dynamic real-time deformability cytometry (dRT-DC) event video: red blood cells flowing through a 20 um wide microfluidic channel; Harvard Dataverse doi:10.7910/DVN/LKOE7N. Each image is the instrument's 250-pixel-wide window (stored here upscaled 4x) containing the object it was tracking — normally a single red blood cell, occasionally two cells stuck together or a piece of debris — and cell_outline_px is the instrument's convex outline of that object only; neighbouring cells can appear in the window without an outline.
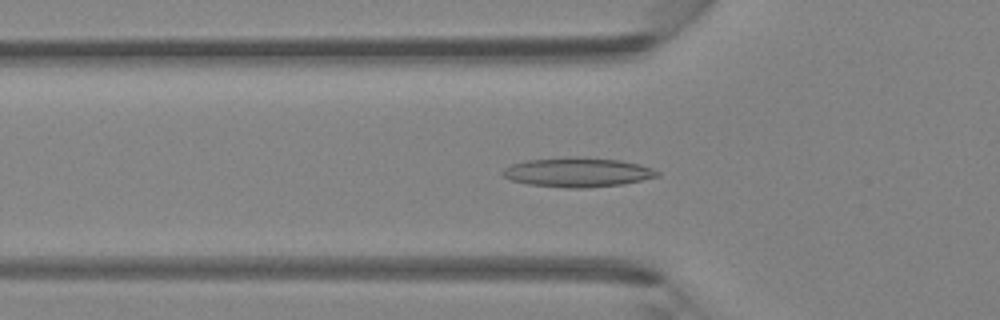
{"species": "Egyptian fruit bat (a non-hibernating species)", "species_latin": "Rousettus aegyptiacus", "temperature_condition": "room temperature", "stored_images_in_passage": 45, "camera_frame_rate_fps": 3000, "um_per_image_px": 0.085, "animal": {"sex": "female"}, "frame": {"image": 1, "passage_image": 15, "time_ms": 4.667, "image_size_px": [1000, 320], "cell_outline_px": [[660, 176], [624, 184], [588, 188], [568, 188], [528, 184], [512, 180], [504, 176], [500, 172], [504, 168], [512, 164], [524, 160], [568, 156], [576, 156], [620, 160], [640, 164], [652, 168], [660, 172]], "centroid_in_image_um": [49.11, 14.63], "position_along_channel_um": 76.7, "area_um2": 26.82}}
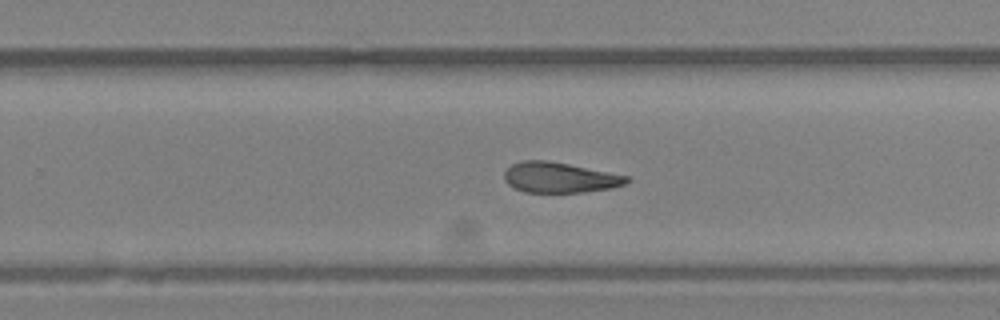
{"frame": {"image": 2, "passage_image": 29, "time_ms": 9.333, "image_size_px": [1000, 320], "cell_outline_px": [[632, 180], [624, 184], [612, 188], [584, 192], [524, 192], [508, 184], [504, 180], [504, 172], [512, 164], [524, 160], [544, 160], [568, 164], [628, 176]], "centroid_in_image_um": [47.57, 15.09], "position_along_channel_um": 282.2, "area_um2": 21.5}}
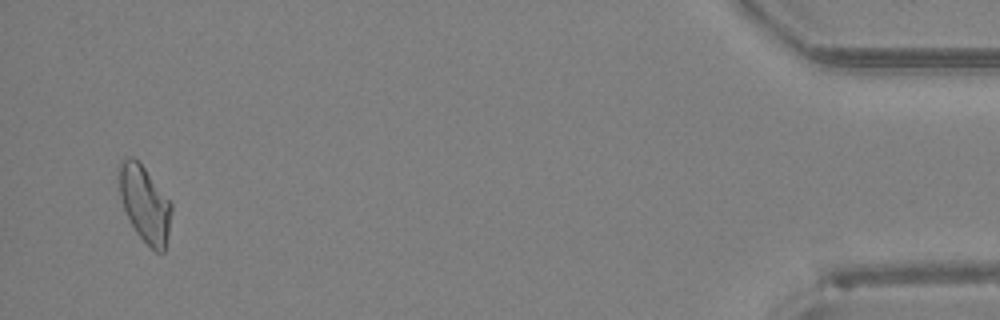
{"frame": {"image": 3, "passage_image": 44, "time_ms": 14.333, "image_size_px": [1000, 320], "cell_outline_px": [[172, 212], [164, 252], [156, 252], [136, 232], [128, 220], [120, 196], [120, 160], [124, 156], [132, 156], [144, 168], [172, 204]], "centroid_in_image_um": [12.3, 17.33], "position_along_channel_um": 422.9, "area_um2": 22.77}}